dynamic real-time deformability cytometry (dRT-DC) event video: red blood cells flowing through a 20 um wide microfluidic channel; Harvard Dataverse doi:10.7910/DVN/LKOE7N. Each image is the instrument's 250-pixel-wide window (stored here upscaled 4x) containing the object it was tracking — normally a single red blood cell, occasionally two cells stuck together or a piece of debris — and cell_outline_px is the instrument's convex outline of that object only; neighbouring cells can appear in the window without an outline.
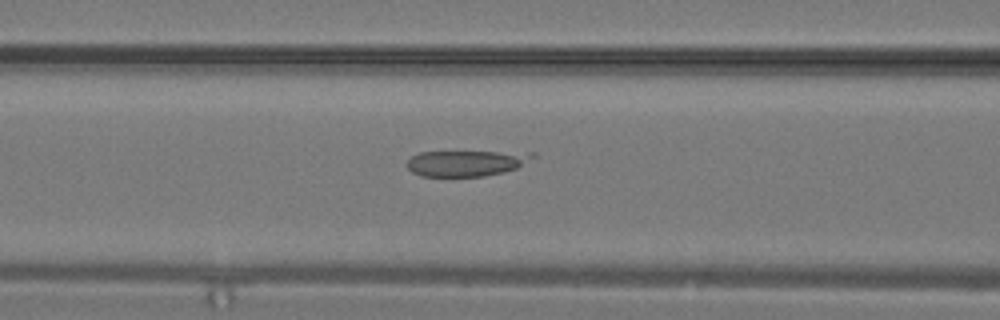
{"species": "common noctule bat (a hibernating species)", "species_latin": "Nyctalus noctula", "temperature_condition": "warm", "stored_images_in_passage": 17, "camera_frame_rate_fps": 3000, "um_per_image_px": 0.085, "animal": {"sex": "male", "body_mass_g": 19.2, "forearm_length_mm": 51.8}, "frame": {"image": 1, "passage_image": 11, "time_ms": 3.333, "image_size_px": [1000, 320], "cell_outline_px": [[536, 156], [516, 168], [504, 172], [484, 176], [420, 176], [412, 172], [408, 168], [408, 160], [412, 156], [420, 152], [536, 152]], "centroid_in_image_um": [39.65, 13.86], "position_along_channel_um": 127.0, "area_um2": 18.79}}
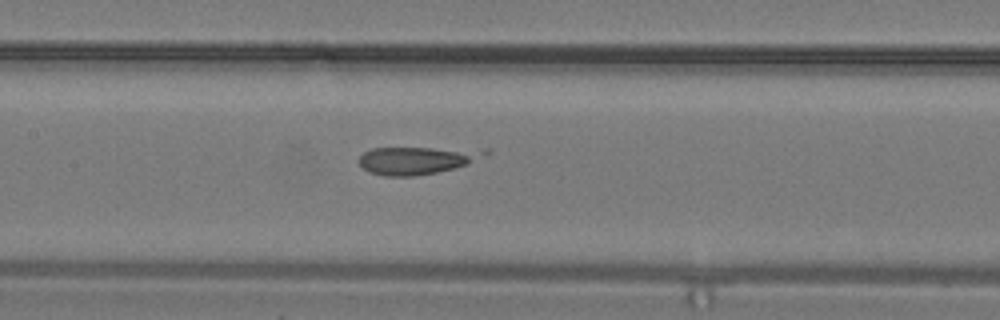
{"frame": {"image": 2, "passage_image": 13, "time_ms": 4.0, "image_size_px": [1000, 320], "cell_outline_px": [[492, 152], [468, 164], [436, 172], [412, 176], [384, 176], [368, 172], [356, 160], [364, 152], [372, 148], [488, 148]], "centroid_in_image_um": [35.47, 13.6], "position_along_channel_um": 171.9, "area_um2": 20.46}}
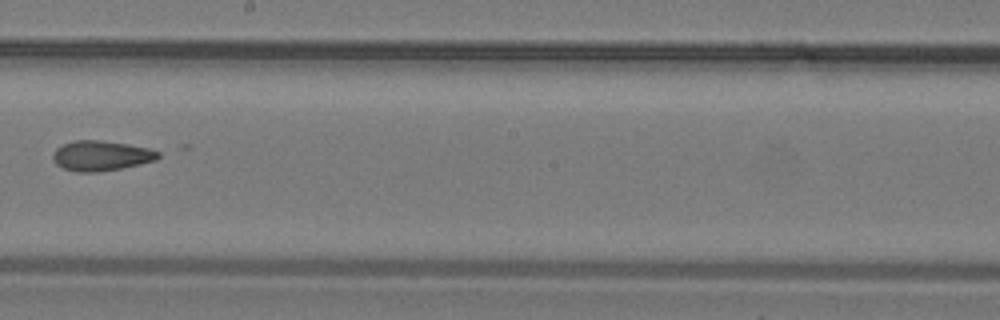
{"frame": {"image": 3, "passage_image": 16, "time_ms": 5.0, "image_size_px": [1000, 320], "cell_outline_px": [[160, 156], [156, 160], [140, 164], [120, 168], [96, 172], [76, 172], [64, 168], [56, 164], [52, 160], [52, 152], [56, 148], [64, 144], [76, 140], [100, 140], [128, 144], [152, 148], [160, 152]], "centroid_in_image_um": [8.6, 13.23], "position_along_channel_um": 239.6, "area_um2": 18.55}}